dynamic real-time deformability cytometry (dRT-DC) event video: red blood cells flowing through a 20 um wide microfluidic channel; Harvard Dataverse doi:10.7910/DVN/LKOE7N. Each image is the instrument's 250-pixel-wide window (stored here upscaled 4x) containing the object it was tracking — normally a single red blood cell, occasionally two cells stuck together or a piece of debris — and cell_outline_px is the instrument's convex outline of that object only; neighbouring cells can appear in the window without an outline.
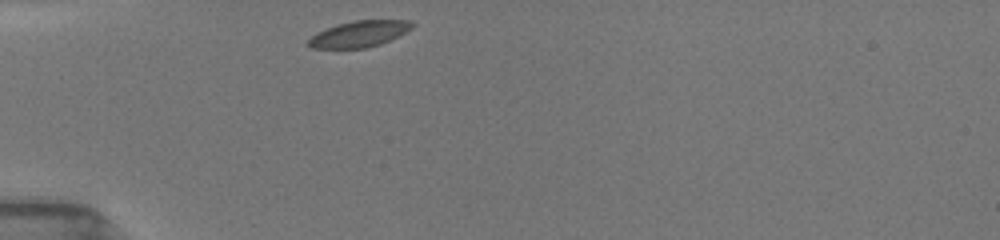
{"species": "common noctule bat (a hibernating species)", "species_latin": "Nyctalus noctula", "temperature_condition": "room temperature", "stored_images_in_passage": 7, "camera_frame_rate_fps": 3000, "um_per_image_px": 0.085, "animal": {"sex": "female", "body_mass_g": 19.5, "forearm_length_mm": 54.1}, "frame": {"image": 1, "passage_image": 1, "time_ms": 0.0, "image_size_px": [1000, 240], "cell_outline_px": [[416, 24], [412, 28], [380, 44], [364, 48], [312, 48], [308, 44], [308, 40], [316, 32], [336, 24], [352, 20], [408, 20]], "centroid_in_image_um": [30.51, 2.87], "position_along_channel_um": 54.5, "area_um2": 15.72}}
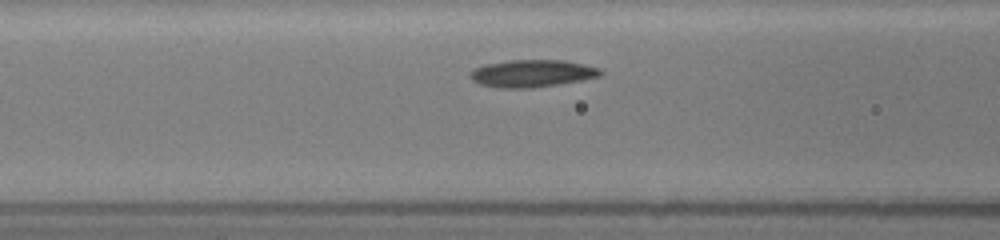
{"frame": {"image": 2, "passage_image": 5, "time_ms": 0.667, "image_size_px": [1000, 240], "cell_outline_px": [[604, 72], [600, 76], [560, 84], [532, 88], [500, 88], [480, 84], [472, 80], [468, 76], [472, 68], [484, 64], [508, 60], [564, 60], [600, 68]], "centroid_in_image_um": [45.19, 6.24], "position_along_channel_um": 121.4, "area_um2": 20.92}}